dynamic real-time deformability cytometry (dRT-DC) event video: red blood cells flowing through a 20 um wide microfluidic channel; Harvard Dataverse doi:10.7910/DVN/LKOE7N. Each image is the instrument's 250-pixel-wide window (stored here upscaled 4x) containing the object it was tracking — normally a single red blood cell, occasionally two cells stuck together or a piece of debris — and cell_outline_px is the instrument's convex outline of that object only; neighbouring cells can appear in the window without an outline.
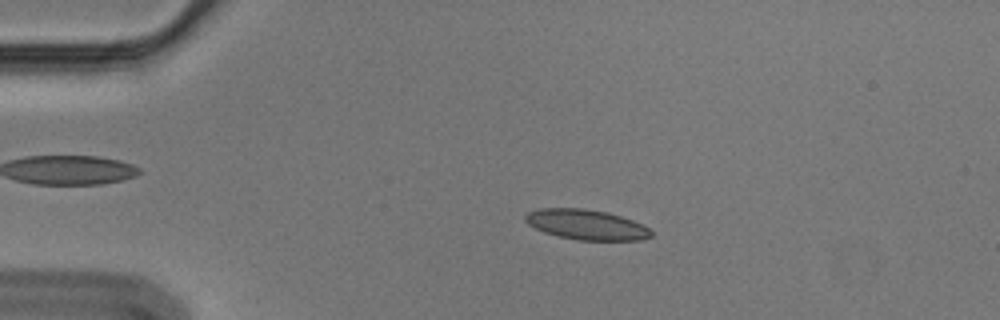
{"species": "Egyptian fruit bat (a non-hibernating species)", "species_latin": "Rousettus aegyptiacus", "temperature_condition": "cold", "stored_images_in_passage": 52, "camera_frame_rate_fps": 3000, "um_per_image_px": 0.085, "animal": {"sex": "male"}, "frame": {"image": 1, "passage_image": 12, "time_ms": 3.667, "image_size_px": [1000, 320], "cell_outline_px": [[652, 236], [640, 240], [576, 240], [544, 232], [528, 224], [524, 220], [524, 216], [528, 212], [540, 208], [584, 208], [608, 212], [644, 224], [652, 232]], "centroid_in_image_um": [49.84, 19.08], "position_along_channel_um": 35.2, "area_um2": 22.14}}
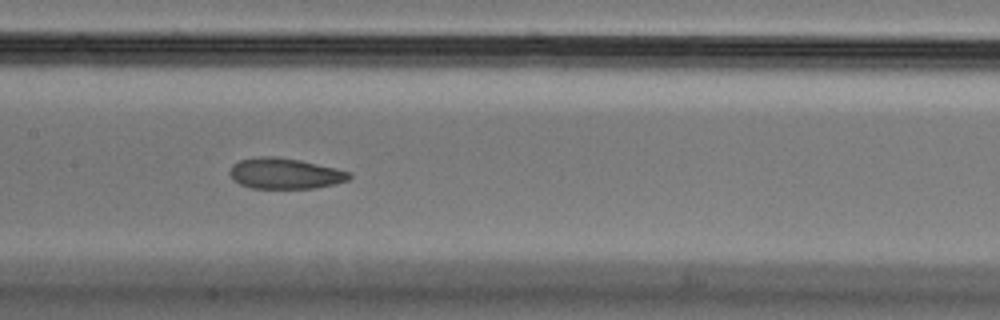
{"frame": {"image": 2, "passage_image": 28, "time_ms": 9.0, "image_size_px": [1000, 320], "cell_outline_px": [[352, 176], [348, 180], [336, 184], [316, 188], [252, 188], [240, 184], [232, 180], [228, 172], [232, 164], [240, 160], [260, 156], [276, 156], [300, 160], [348, 172]], "centroid_in_image_um": [24.16, 14.75], "position_along_channel_um": 183.2, "area_um2": 21.39}}
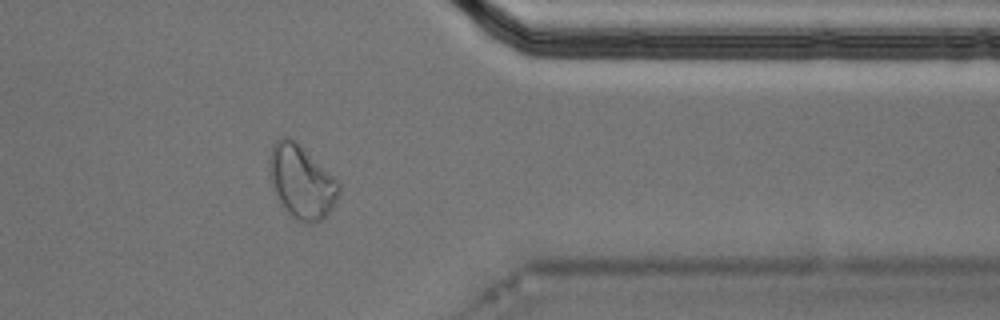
{"frame": {"image": 3, "passage_image": 46, "time_ms": 15.0, "image_size_px": [1000, 320], "cell_outline_px": [[340, 192], [332, 208], [316, 224], [308, 224], [292, 216], [288, 212], [280, 200], [276, 192], [268, 172], [272, 144], [280, 136], [288, 136], [296, 140], [340, 184]], "centroid_in_image_um": [25.62, 15.42], "position_along_channel_um": 385.8, "area_um2": 29.19}, "authors_computed_cell_mechanics": {"area_um2": 21.7617, "velocity_mm_per_s": 3.5689, "shape_relaxation_time_tau1_ms": null, "shape_relaxation_time_tau2_ms": 1.7722, "deformation_change_tau1": null, "deformation_change_tau2": 0.0788}}